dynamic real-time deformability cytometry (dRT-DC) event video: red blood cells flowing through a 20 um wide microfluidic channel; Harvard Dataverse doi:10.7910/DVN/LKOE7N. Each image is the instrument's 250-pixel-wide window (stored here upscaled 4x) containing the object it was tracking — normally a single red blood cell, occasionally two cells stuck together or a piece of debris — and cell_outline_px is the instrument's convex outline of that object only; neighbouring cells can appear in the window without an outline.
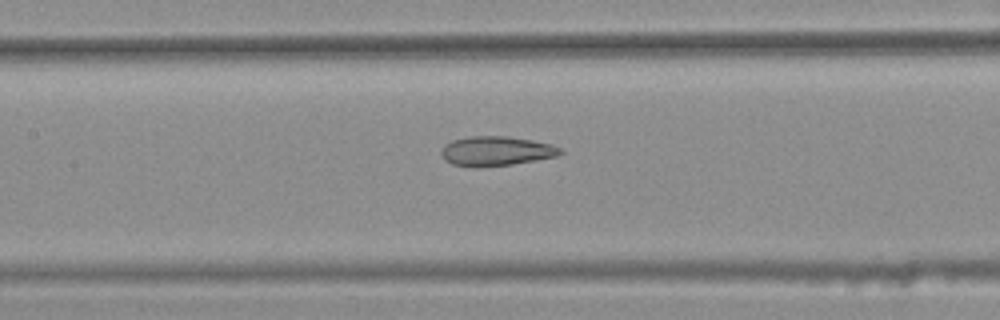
{"species": "common noctule bat (a hibernating species)", "species_latin": "Nyctalus noctula", "temperature_condition": "warm", "stored_images_in_passage": 31, "camera_frame_rate_fps": 3000, "um_per_image_px": 0.085, "animal": {"sex": "female", "body_mass_g": 25.1}, "frame": {"image": 1, "passage_image": 13, "time_ms": 4.0, "image_size_px": [1000, 320], "cell_outline_px": [[564, 152], [560, 156], [512, 164], [476, 168], [472, 168], [452, 164], [444, 160], [440, 152], [452, 140], [468, 136], [508, 136], [532, 140], [552, 144], [560, 148]], "centroid_in_image_um": [42.2, 12.85], "position_along_channel_um": 165.2, "area_um2": 20.69}}
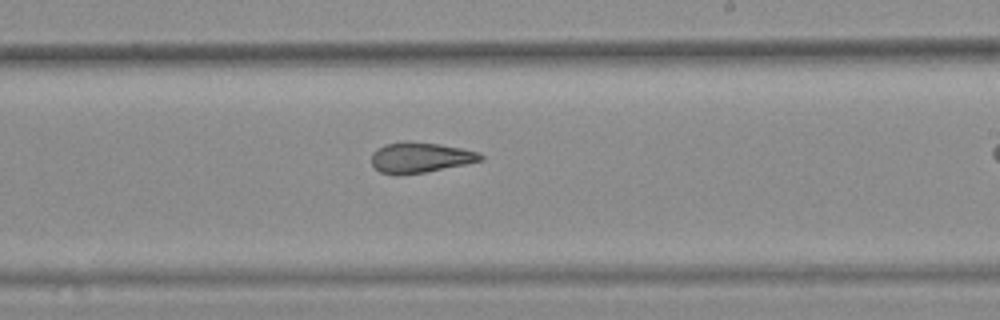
{"frame": {"image": 2, "passage_image": 20, "time_ms": 6.333, "image_size_px": [1000, 320], "cell_outline_px": [[484, 160], [424, 172], [400, 176], [396, 176], [380, 172], [372, 164], [372, 152], [384, 144], [404, 140], [440, 144], [480, 152], [484, 156]], "centroid_in_image_um": [35.69, 13.38], "position_along_channel_um": 253.3, "area_um2": 19.54}}
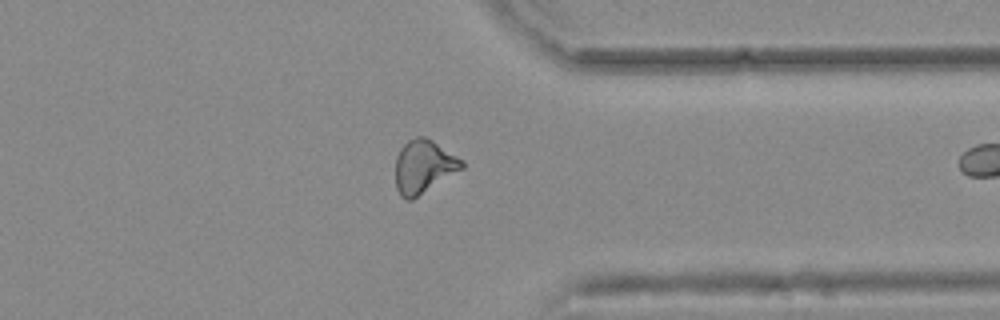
{"frame": {"image": 3, "passage_image": 30, "time_ms": 9.667, "image_size_px": [1000, 320], "cell_outline_px": [[464, 168], [412, 200], [404, 200], [400, 196], [396, 188], [396, 156], [400, 148], [408, 140], [416, 136], [424, 136], [432, 140], [464, 160]], "centroid_in_image_um": [36.01, 14.16], "position_along_channel_um": 375.4, "area_um2": 20.75}}